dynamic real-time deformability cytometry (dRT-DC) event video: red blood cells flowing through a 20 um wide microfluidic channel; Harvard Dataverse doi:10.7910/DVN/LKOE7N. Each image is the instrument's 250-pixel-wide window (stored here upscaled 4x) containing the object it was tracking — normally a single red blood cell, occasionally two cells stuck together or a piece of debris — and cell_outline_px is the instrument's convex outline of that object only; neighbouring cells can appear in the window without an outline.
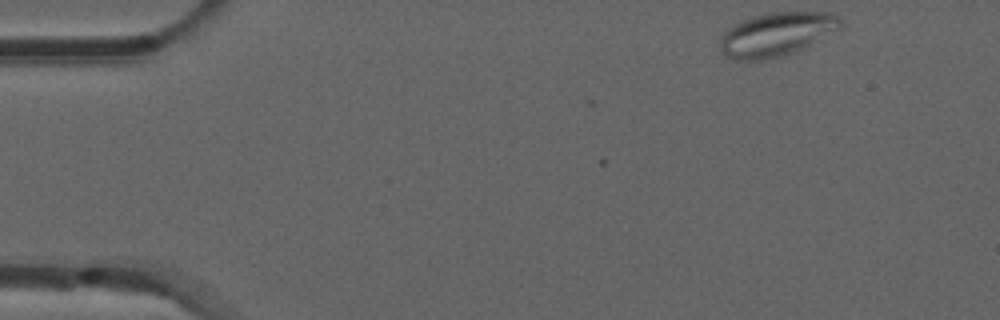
{"species": "common noctule bat (a hibernating species)", "species_latin": "Nyctalus noctula", "temperature_condition": "room temperature", "stored_images_in_passage": 4, "camera_frame_rate_fps": 3000, "um_per_image_px": 0.085, "animal": {"sex": "male", "forearm_length_mm": 52.5}, "frame": {"image": 1, "passage_image": 1, "time_ms": 0.0, "image_size_px": [1000, 320], "cell_outline_px": [[840, 28], [804, 48], [780, 56], [764, 60], [736, 60], [724, 56], [720, 52], [720, 36], [728, 28], [744, 20], [764, 12], [832, 12], [840, 20]], "centroid_in_image_um": [65.96, 2.91], "position_along_channel_um": 19.0, "area_um2": 30.58}}